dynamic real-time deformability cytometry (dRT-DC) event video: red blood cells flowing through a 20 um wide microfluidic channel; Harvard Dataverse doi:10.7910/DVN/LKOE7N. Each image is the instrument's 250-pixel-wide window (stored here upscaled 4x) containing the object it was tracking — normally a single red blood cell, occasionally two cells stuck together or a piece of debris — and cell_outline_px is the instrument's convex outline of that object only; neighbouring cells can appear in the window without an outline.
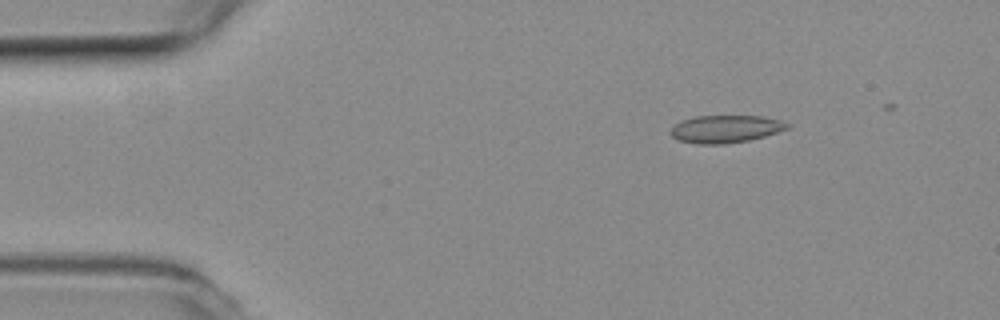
{"species": "common noctule bat (a hibernating species)", "species_latin": "Nyctalus noctula", "temperature_condition": "room temperature", "stored_images_in_passage": 3, "camera_frame_rate_fps": 3000, "um_per_image_px": 0.085, "animal": {"sex": "female", "body_mass_g": 19.3, "forearm_length_mm": 54.1}, "frame": {"image": 1, "passage_image": 1, "time_ms": 0.0, "image_size_px": [1000, 320], "cell_outline_px": [[792, 124], [788, 128], [764, 136], [748, 140], [724, 144], [696, 144], [676, 140], [668, 132], [680, 120], [696, 116], [764, 116], [780, 120]], "centroid_in_image_um": [61.64, 10.96], "position_along_channel_um": 23.4, "area_um2": 18.84}}
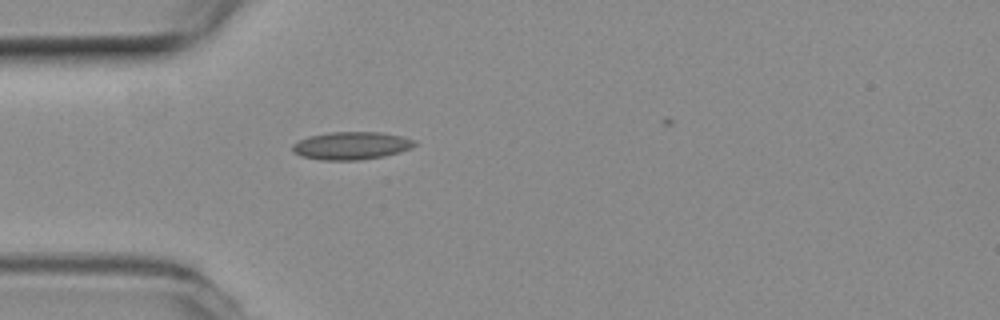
{"frame": {"image": 2, "passage_image": 3, "time_ms": 0.667, "image_size_px": [1000, 320], "cell_outline_px": [[420, 144], [412, 148], [400, 152], [384, 156], [356, 160], [320, 160], [300, 156], [292, 152], [292, 144], [308, 136], [332, 132], [380, 132], [400, 136], [416, 140]], "centroid_in_image_um": [29.88, 12.38], "position_along_channel_um": 55.1, "area_um2": 19.94}}